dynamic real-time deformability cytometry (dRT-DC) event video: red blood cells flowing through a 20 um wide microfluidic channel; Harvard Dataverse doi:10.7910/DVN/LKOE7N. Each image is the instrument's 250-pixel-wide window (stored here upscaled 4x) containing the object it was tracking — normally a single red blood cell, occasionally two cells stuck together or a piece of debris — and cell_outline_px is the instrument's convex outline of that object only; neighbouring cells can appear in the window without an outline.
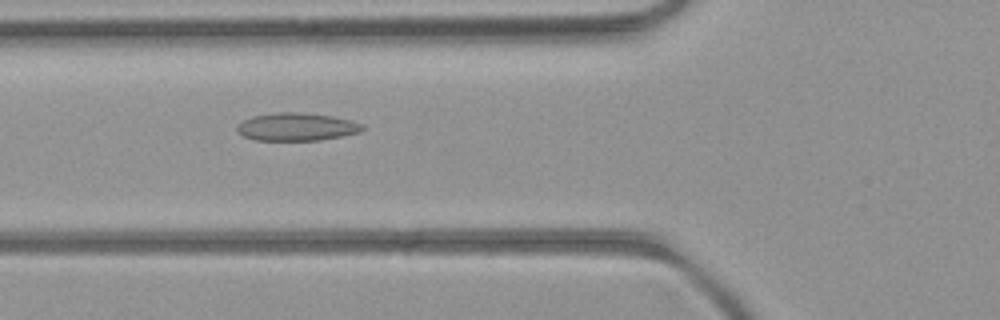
{"species": "common noctule bat (a hibernating species)", "species_latin": "Nyctalus noctula", "temperature_condition": "room temperature", "stored_images_in_passage": 37, "camera_frame_rate_fps": 3000, "um_per_image_px": 0.085, "animal": {"sex": "female", "body_mass_g": 21.9}, "frame": {"image": 1, "passage_image": 4, "time_ms": 1.0, "image_size_px": [1000, 320], "cell_outline_px": [[364, 128], [360, 132], [320, 140], [256, 140], [244, 136], [236, 128], [244, 120], [252, 116], [280, 112], [296, 112], [332, 116], [364, 124]], "centroid_in_image_um": [25.23, 10.78], "position_along_channel_um": 100.6, "area_um2": 20.0}}
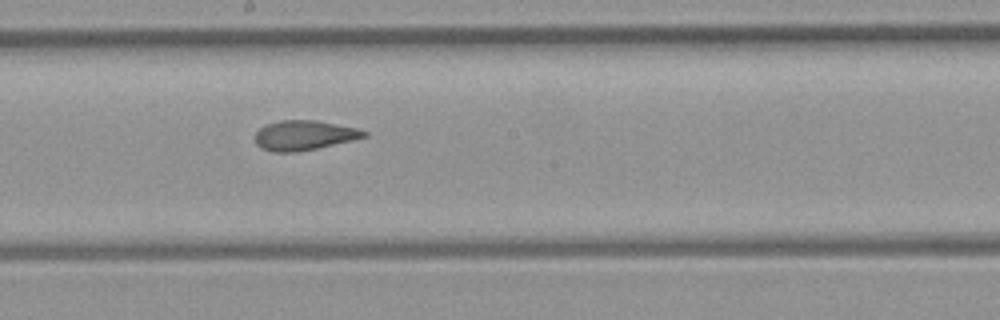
{"frame": {"image": 2, "passage_image": 13, "time_ms": 4.0, "image_size_px": [1000, 320], "cell_outline_px": [[368, 136], [352, 140], [316, 148], [296, 152], [272, 152], [260, 148], [256, 144], [256, 132], [260, 128], [268, 124], [280, 120], [316, 120], [356, 128], [368, 132]], "centroid_in_image_um": [25.83, 11.5], "position_along_channel_um": 222.4, "area_um2": 18.73}}
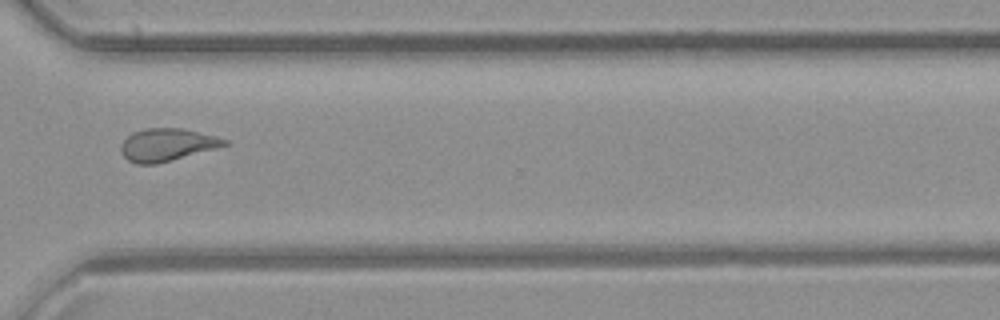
{"frame": {"image": 3, "passage_image": 23, "time_ms": 7.333, "image_size_px": [1000, 320], "cell_outline_px": [[228, 144], [216, 148], [172, 160], [156, 164], [136, 164], [128, 160], [120, 152], [120, 144], [132, 132], [144, 128], [184, 128], [216, 136], [228, 140]], "centroid_in_image_um": [14.17, 12.3], "position_along_channel_um": 356.4, "area_um2": 19.71}, "authors_computed_cell_mechanics": {"area_um2": 19.7098, "velocity_mm_per_s": 4.0325, "shape_relaxation_time_tau1_ms": null, "shape_relaxation_time_tau2_ms": 1.9251, "deformation_change_tau1": null, "deformation_change_tau2": 0.0839}}